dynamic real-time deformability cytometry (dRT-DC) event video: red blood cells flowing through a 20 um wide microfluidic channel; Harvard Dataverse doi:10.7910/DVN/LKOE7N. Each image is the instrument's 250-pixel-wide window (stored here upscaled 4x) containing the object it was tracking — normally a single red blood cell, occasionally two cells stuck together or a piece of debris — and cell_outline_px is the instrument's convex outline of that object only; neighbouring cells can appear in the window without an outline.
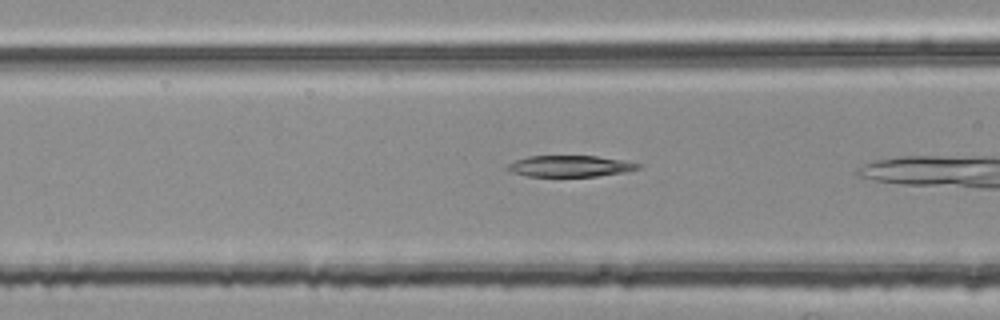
{"species": "common noctule bat (a hibernating species)", "species_latin": "Nyctalus noctula", "temperature_condition": "room temperature", "stored_images_in_passage": 5, "camera_frame_rate_fps": 3000, "um_per_image_px": 0.085, "animal": {"sex": "female", "body_mass_g": 25.1}, "frame": {"image": 1, "passage_image": 4, "time_ms": 1.0, "image_size_px": [1000, 320], "cell_outline_px": [[644, 164], [640, 168], [628, 172], [600, 176], [528, 176], [512, 172], [504, 168], [508, 164], [516, 160], [528, 156], [596, 156], [624, 160]], "centroid_in_image_um": [48.52, 14.12], "position_along_channel_um": 118.1, "area_um2": 16.36}}